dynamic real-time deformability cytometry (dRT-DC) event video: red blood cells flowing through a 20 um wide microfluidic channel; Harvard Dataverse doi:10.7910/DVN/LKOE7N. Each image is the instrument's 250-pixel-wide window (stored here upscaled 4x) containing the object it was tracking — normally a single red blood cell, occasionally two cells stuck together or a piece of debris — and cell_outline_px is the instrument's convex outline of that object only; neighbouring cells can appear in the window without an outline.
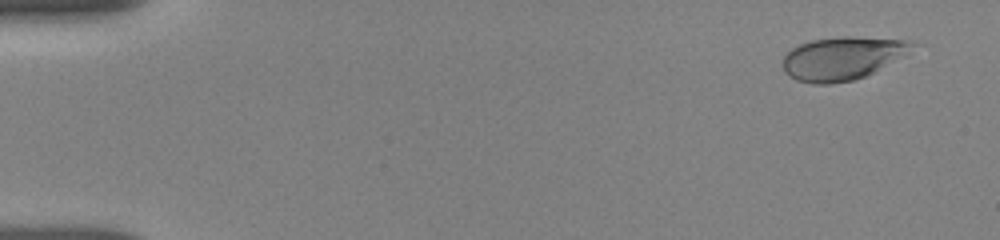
{"species": "human", "species_latin": "Homo sapiens", "temperature_condition": "room temperature", "stored_images_in_passage": 5, "camera_frame_rate_fps": 3000, "um_per_image_px": 0.085, "donor": {"sex": "female"}, "frame": {"image": 1, "passage_image": 1, "time_ms": 0.0, "image_size_px": [1000, 240], "cell_outline_px": [[920, 44], [908, 56], [864, 76], [852, 80], [828, 84], [812, 84], [796, 80], [788, 76], [784, 72], [784, 56], [792, 48], [800, 44], [812, 40], [844, 36], [852, 36], [908, 40]], "centroid_in_image_um": [71.69, 4.94], "position_along_channel_um": 13.3, "area_um2": 32.95}}
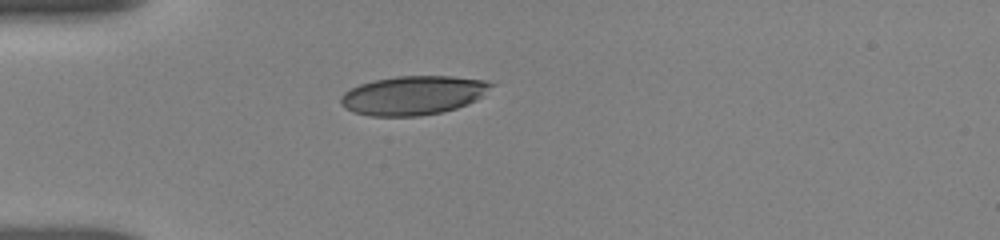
{"frame": {"image": 2, "passage_image": 5, "time_ms": 4.0, "image_size_px": [1000, 240], "cell_outline_px": [[496, 84], [484, 96], [468, 104], [444, 112], [420, 116], [372, 116], [352, 112], [344, 108], [340, 104], [340, 96], [344, 92], [360, 84], [376, 80], [396, 76], [452, 76], [484, 80]], "centroid_in_image_um": [35.15, 8.11], "position_along_channel_um": 49.9, "area_um2": 34.45}}